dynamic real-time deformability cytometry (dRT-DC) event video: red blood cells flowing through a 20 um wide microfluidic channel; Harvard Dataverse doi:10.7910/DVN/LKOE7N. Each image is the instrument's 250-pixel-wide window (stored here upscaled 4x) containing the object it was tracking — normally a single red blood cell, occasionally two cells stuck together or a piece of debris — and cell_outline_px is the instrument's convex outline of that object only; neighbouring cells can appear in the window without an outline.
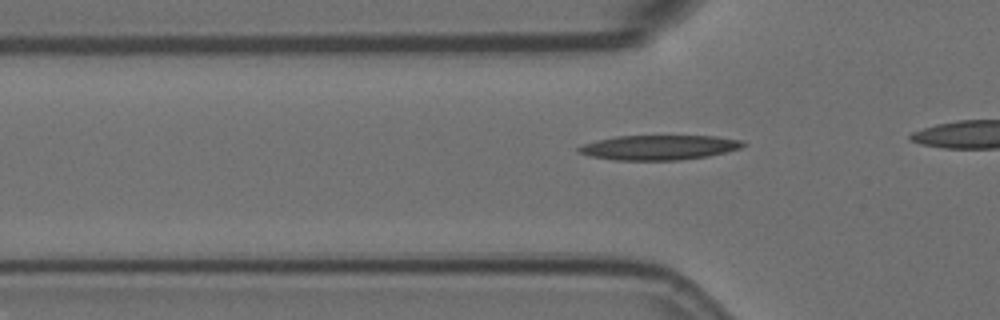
{"species": "Egyptian fruit bat (a non-hibernating species)", "species_latin": "Rousettus aegyptiacus", "temperature_condition": "room temperature", "stored_images_in_passage": 17, "camera_frame_rate_fps": 3000, "um_per_image_px": 0.085, "animal": {"sex": "female"}, "frame": {"image": 1, "passage_image": 11, "time_ms": 3.333, "image_size_px": [1000, 320], "cell_outline_px": [[748, 144], [740, 148], [728, 152], [708, 156], [680, 160], [612, 160], [592, 156], [576, 152], [576, 148], [584, 144], [596, 140], [616, 136], [716, 136], [744, 140]], "centroid_in_image_um": [56.05, 12.53], "position_along_channel_um": 69.8, "area_um2": 23.93}}
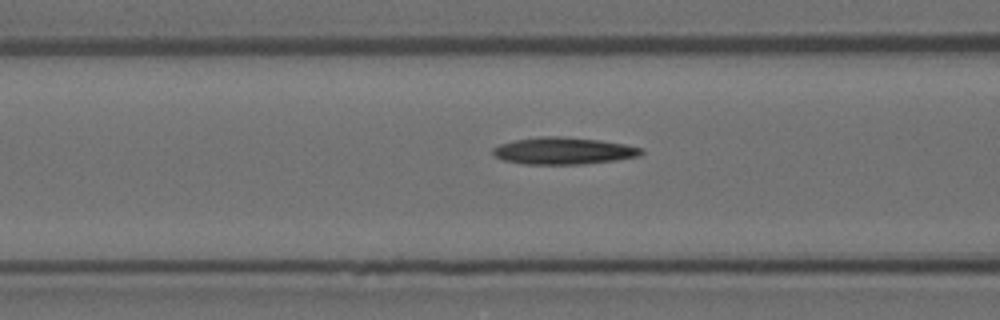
{"frame": {"image": 2, "passage_image": 15, "time_ms": 4.667, "image_size_px": [1000, 320], "cell_outline_px": [[644, 152], [640, 156], [616, 160], [584, 164], [524, 164], [504, 160], [496, 156], [492, 152], [492, 148], [500, 144], [516, 140], [540, 136], [564, 136], [600, 140], [624, 144], [644, 148]], "centroid_in_image_um": [47.93, 12.82], "position_along_channel_um": 118.7, "area_um2": 23.41}}